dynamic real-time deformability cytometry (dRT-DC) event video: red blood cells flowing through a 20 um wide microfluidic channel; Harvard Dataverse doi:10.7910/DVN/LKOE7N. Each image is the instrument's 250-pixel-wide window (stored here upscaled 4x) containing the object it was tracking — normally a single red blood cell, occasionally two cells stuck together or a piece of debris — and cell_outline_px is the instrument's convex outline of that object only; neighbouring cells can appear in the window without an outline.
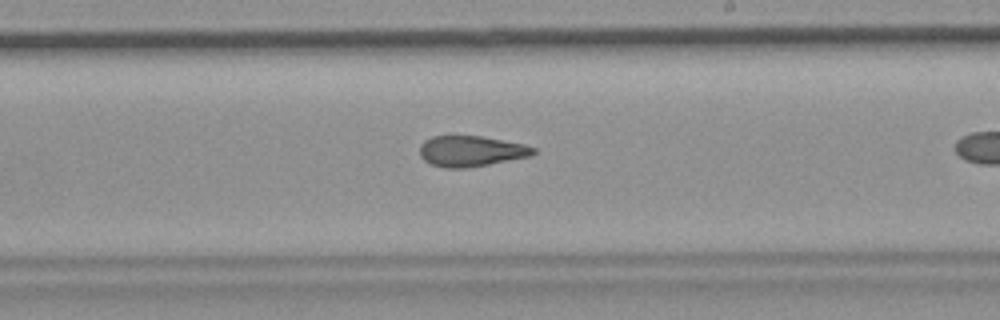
{"species": "common noctule bat (a hibernating species)", "species_latin": "Nyctalus noctula", "temperature_condition": "room temperature", "stored_images_in_passage": 30, "camera_frame_rate_fps": 3000, "um_per_image_px": 0.085, "animal": {"sex": "female", "body_mass_g": 19.9}, "frame": {"image": 1, "passage_image": 26, "time_ms": 8.333, "image_size_px": [1000, 320], "cell_outline_px": [[536, 152], [532, 156], [468, 168], [444, 168], [432, 164], [424, 160], [420, 156], [420, 144], [424, 140], [432, 136], [480, 136], [524, 144], [536, 148]], "centroid_in_image_um": [40.04, 12.85], "position_along_channel_um": 249.0, "area_um2": 20.4}}